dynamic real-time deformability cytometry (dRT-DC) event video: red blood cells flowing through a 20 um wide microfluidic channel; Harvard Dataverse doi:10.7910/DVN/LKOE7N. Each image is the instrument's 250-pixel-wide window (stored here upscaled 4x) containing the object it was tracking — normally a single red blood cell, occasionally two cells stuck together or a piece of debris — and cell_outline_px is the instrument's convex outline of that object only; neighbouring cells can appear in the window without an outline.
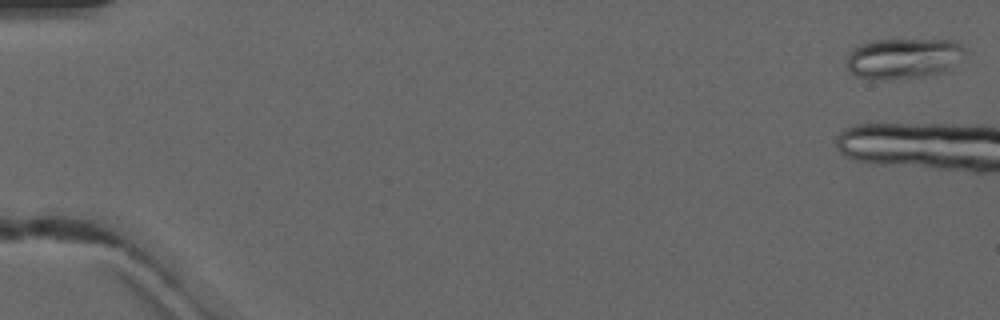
{"species": "common noctule bat (a hibernating species)", "species_latin": "Nyctalus noctula", "temperature_condition": "warm", "stored_images_in_passage": 4, "camera_frame_rate_fps": 3000, "um_per_image_px": 0.085, "animal": {"sex": "male", "forearm_length_mm": 52.5}, "frame": {"image": 1, "passage_image": 1, "time_ms": 0.0, "image_size_px": [1000, 320], "cell_outline_px": [[968, 52], [964, 56], [948, 68], [940, 72], [920, 76], [888, 80], [872, 80], [856, 76], [848, 68], [848, 56], [852, 48], [860, 44], [872, 40], [956, 40]], "centroid_in_image_um": [76.77, 4.95], "position_along_channel_um": 8.2, "area_um2": 27.86}}